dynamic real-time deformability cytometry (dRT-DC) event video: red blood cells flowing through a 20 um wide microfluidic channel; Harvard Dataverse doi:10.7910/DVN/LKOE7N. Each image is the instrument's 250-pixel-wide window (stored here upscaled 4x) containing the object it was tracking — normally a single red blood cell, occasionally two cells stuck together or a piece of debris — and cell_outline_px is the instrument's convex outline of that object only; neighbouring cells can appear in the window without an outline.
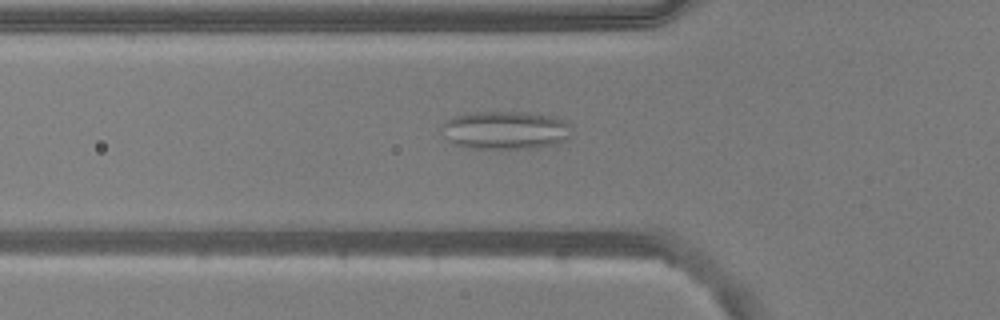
{"species": "common noctule bat (a hibernating species)", "species_latin": "Nyctalus noctula", "temperature_condition": "warm", "stored_images_in_passage": 28, "camera_frame_rate_fps": 3000, "um_per_image_px": 0.085, "animal": {"sex": "male", "body_mass_g": 20.5, "forearm_length_mm": 52.5}, "frame": {"image": 1, "passage_image": 5, "time_ms": 1.333, "image_size_px": [1000, 320], "cell_outline_px": [[572, 132], [568, 140], [556, 144], [540, 148], [472, 148], [456, 144], [448, 140], [440, 132], [440, 124], [444, 120], [452, 116], [464, 112], [524, 112], [556, 116], [568, 120], [572, 124]], "centroid_in_image_um": [42.99, 11.04], "position_along_channel_um": 82.8, "area_um2": 29.88}}